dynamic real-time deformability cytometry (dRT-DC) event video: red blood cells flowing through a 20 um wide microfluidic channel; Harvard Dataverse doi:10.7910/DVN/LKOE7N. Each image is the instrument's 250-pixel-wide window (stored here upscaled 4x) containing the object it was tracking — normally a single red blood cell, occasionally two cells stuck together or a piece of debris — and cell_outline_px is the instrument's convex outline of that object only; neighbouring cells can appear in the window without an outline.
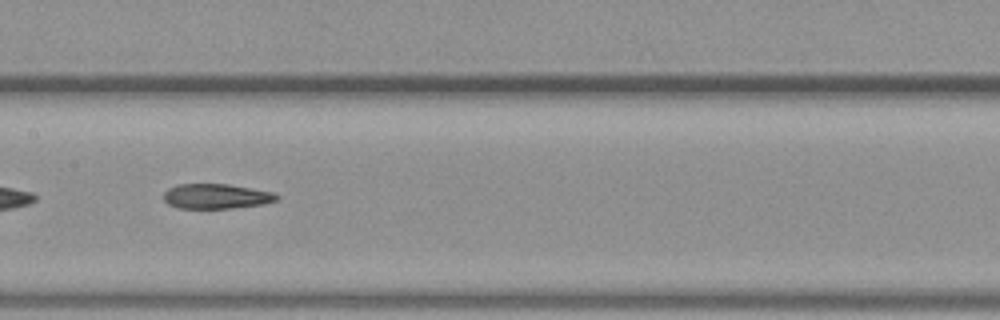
{"species": "common noctule bat (a hibernating species)", "species_latin": "Nyctalus noctula", "temperature_condition": "warm", "stored_images_in_passage": 34, "camera_frame_rate_fps": 3000, "um_per_image_px": 0.085, "animal": {"sex": "female", "body_mass_g": 19.3, "forearm_length_mm": 54.1}, "frame": {"image": 1, "passage_image": 10, "time_ms": 3.0, "image_size_px": [1000, 320], "cell_outline_px": [[280, 200], [264, 204], [232, 208], [176, 208], [168, 204], [164, 200], [164, 192], [168, 188], [176, 184], [228, 184], [272, 192], [280, 196]], "centroid_in_image_um": [18.38, 16.68], "position_along_channel_um": 189.0, "area_um2": 16.53}, "authors_computed_cell_mechanics": {"area_um2": 17.051, "velocity_mm_per_s": 4.0763, "shape_relaxation_time_tau1_ms": null, "shape_relaxation_time_tau2_ms": 6.9471, "deformation_change_tau1": null, "deformation_change_tau2": 0.1853}}